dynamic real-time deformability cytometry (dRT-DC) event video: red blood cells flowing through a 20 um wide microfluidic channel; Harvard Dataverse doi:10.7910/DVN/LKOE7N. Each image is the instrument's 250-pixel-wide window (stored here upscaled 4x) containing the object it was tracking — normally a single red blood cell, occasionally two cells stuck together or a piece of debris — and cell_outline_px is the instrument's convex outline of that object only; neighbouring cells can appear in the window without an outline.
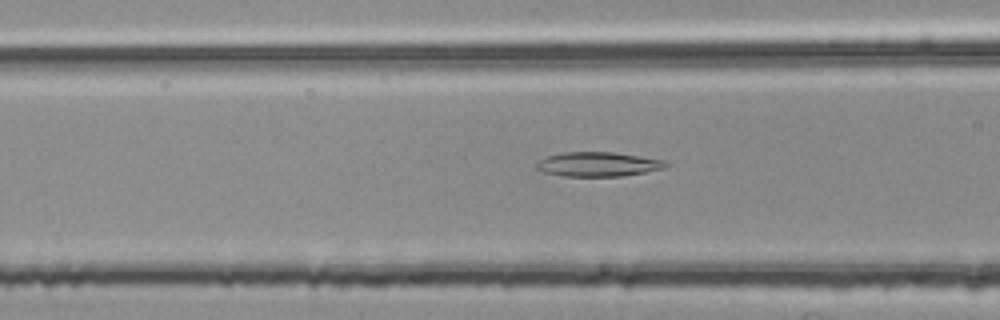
{"species": "common noctule bat (a hibernating species)", "species_latin": "Nyctalus noctula", "temperature_condition": "room temperature", "stored_images_in_passage": 42, "camera_frame_rate_fps": 3000, "um_per_image_px": 0.085, "animal": {"sex": "female", "body_mass_g": 25.1}, "frame": {"image": 1, "passage_image": 12, "time_ms": 3.667, "image_size_px": [1000, 320], "cell_outline_px": [[672, 164], [664, 168], [644, 172], [620, 176], [564, 176], [540, 172], [536, 168], [536, 164], [540, 160], [548, 156], [564, 152], [616, 152], [664, 160]], "centroid_in_image_um": [50.84, 13.96], "position_along_channel_um": 115.8, "area_um2": 18.44}}
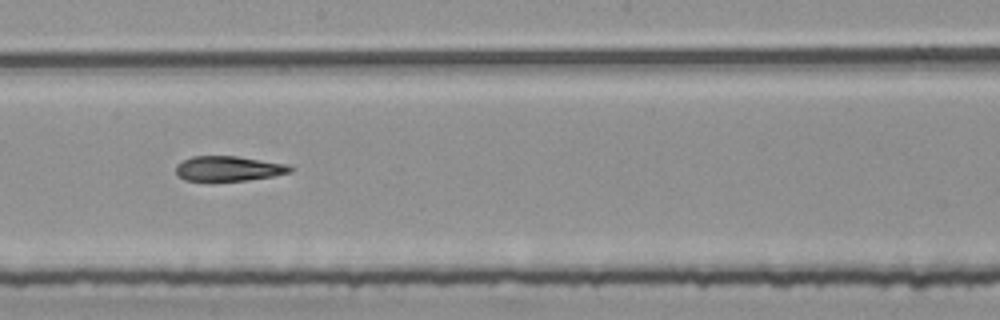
{"frame": {"image": 2, "passage_image": 21, "time_ms": 6.667, "image_size_px": [1000, 320], "cell_outline_px": [[292, 172], [272, 176], [248, 180], [184, 180], [176, 176], [176, 164], [180, 160], [192, 156], [236, 156], [288, 164], [292, 168]], "centroid_in_image_um": [19.38, 14.31], "position_along_channel_um": 228.8, "area_um2": 16.65}}
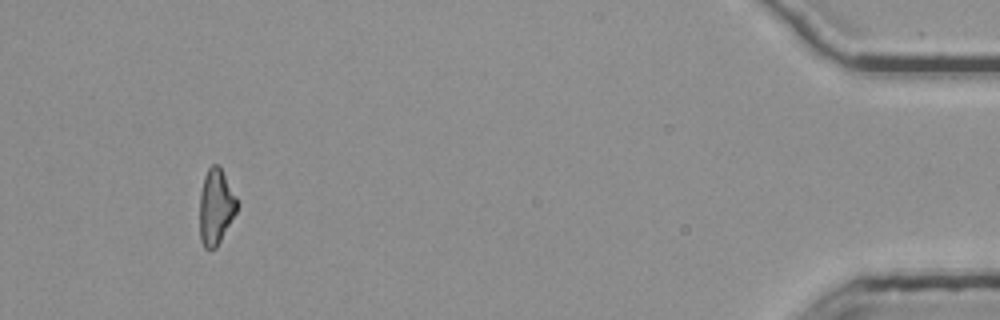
{"frame": {"image": 3, "passage_image": 42, "time_ms": 13.667, "image_size_px": [1000, 320], "cell_outline_px": [[240, 204], [236, 212], [216, 248], [204, 248], [200, 240], [200, 192], [204, 176], [208, 168], [212, 164], [216, 164], [220, 168], [236, 196]], "centroid_in_image_um": [18.35, 17.58], "position_along_channel_um": 416.9, "area_um2": 16.36}, "authors_computed_cell_mechanics": {"area_um2": 17.3978, "velocity_mm_per_s": 3.7652, "shape_relaxation_time_tau1_ms": null, "shape_relaxation_time_tau2_ms": 10.3285, "deformation_change_tau1": null, "deformation_change_tau2": 0.2377}}